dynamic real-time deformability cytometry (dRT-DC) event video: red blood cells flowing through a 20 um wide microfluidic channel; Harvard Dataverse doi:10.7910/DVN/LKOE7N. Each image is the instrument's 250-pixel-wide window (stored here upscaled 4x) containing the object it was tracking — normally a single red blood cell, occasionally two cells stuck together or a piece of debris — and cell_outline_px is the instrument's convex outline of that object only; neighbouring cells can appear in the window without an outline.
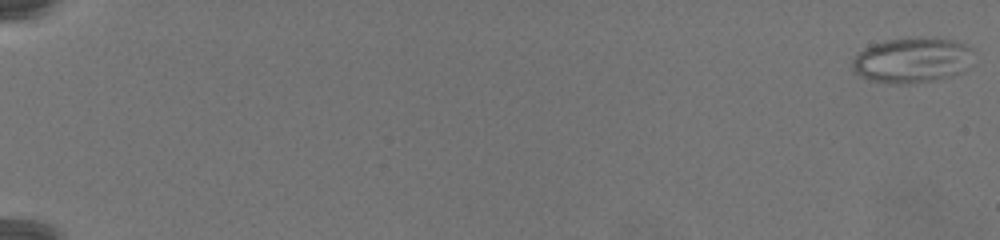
{"species": "common noctule bat (a hibernating species)", "species_latin": "Nyctalus noctula", "temperature_condition": "warm", "stored_images_in_passage": 81, "camera_frame_rate_fps": 3000, "um_per_image_px": 0.085, "animal": {"sex": "female", "body_mass_g": 19.5, "forearm_length_mm": 54.1}, "frame": {"image": 1, "passage_image": 1, "time_ms": 0.0, "image_size_px": [1000, 240], "cell_outline_px": [[972, 48], [964, 72], [936, 80], [908, 84], [892, 84], [872, 80], [860, 76], [852, 68], [852, 60], [864, 48], [872, 44], [884, 40], [920, 36], [952, 40], [964, 44]], "centroid_in_image_um": [77.49, 5.11], "position_along_channel_um": 7.5, "area_um2": 31.96}}
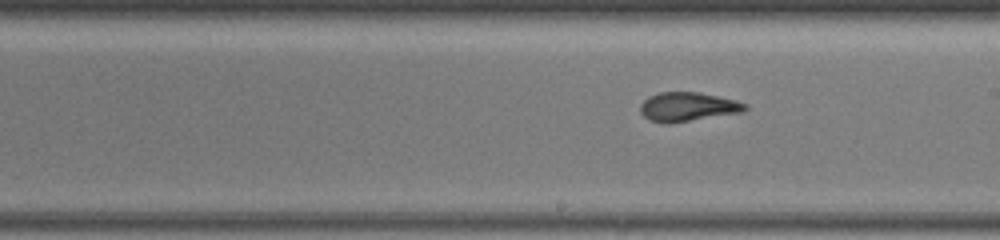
{"frame": {"image": 2, "passage_image": 50, "time_ms": 16.333, "image_size_px": [1000, 240], "cell_outline_px": [[748, 108], [744, 112], [668, 124], [664, 124], [648, 120], [640, 112], [640, 104], [648, 96], [660, 92], [700, 92], [736, 100], [748, 104]], "centroid_in_image_um": [58.46, 9.08], "position_along_channel_um": 230.5, "area_um2": 18.03}}
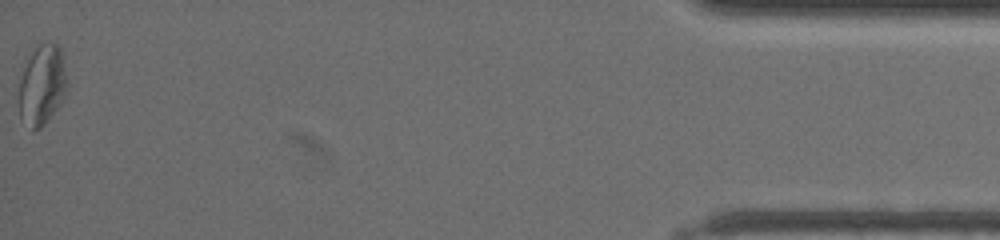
{"frame": {"image": 3, "passage_image": 81, "time_ms": 26.667, "image_size_px": [1000, 240], "cell_outline_px": [[68, 88], [64, 100], [44, 124], [40, 128], [32, 132], [20, 116], [16, 100], [20, 80], [24, 68], [32, 52], [40, 44], [48, 40], [56, 44], [60, 48], [68, 80]], "centroid_in_image_um": [3.58, 7.26], "position_along_channel_um": 431.6, "area_um2": 23.06}}